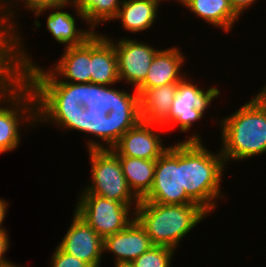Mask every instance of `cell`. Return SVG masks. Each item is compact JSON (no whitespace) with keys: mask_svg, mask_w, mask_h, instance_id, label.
I'll return each mask as SVG.
<instances>
[{"mask_svg":"<svg viewBox=\"0 0 266 267\" xmlns=\"http://www.w3.org/2000/svg\"><path fill=\"white\" fill-rule=\"evenodd\" d=\"M24 46L20 31L0 46L2 72L25 82H91V37L79 46L64 47L61 59L48 70L37 66Z\"/></svg>","mask_w":266,"mask_h":267,"instance_id":"cell-1","label":"cell"},{"mask_svg":"<svg viewBox=\"0 0 266 267\" xmlns=\"http://www.w3.org/2000/svg\"><path fill=\"white\" fill-rule=\"evenodd\" d=\"M201 138L194 132L181 141L182 186L196 204L211 214L223 194L220 183L226 163L221 152H210Z\"/></svg>","mask_w":266,"mask_h":267,"instance_id":"cell-2","label":"cell"},{"mask_svg":"<svg viewBox=\"0 0 266 267\" xmlns=\"http://www.w3.org/2000/svg\"><path fill=\"white\" fill-rule=\"evenodd\" d=\"M218 123L226 164L266 154V106L256 96Z\"/></svg>","mask_w":266,"mask_h":267,"instance_id":"cell-3","label":"cell"},{"mask_svg":"<svg viewBox=\"0 0 266 267\" xmlns=\"http://www.w3.org/2000/svg\"><path fill=\"white\" fill-rule=\"evenodd\" d=\"M134 212L135 220L153 245L175 250L181 239L210 215L198 204L174 205L147 201H140Z\"/></svg>","mask_w":266,"mask_h":267,"instance_id":"cell-4","label":"cell"},{"mask_svg":"<svg viewBox=\"0 0 266 267\" xmlns=\"http://www.w3.org/2000/svg\"><path fill=\"white\" fill-rule=\"evenodd\" d=\"M35 98H73L86 110L106 112L117 107H140L139 94L116 90L112 85L69 82H26ZM109 86V87H108Z\"/></svg>","mask_w":266,"mask_h":267,"instance_id":"cell-5","label":"cell"},{"mask_svg":"<svg viewBox=\"0 0 266 267\" xmlns=\"http://www.w3.org/2000/svg\"><path fill=\"white\" fill-rule=\"evenodd\" d=\"M91 165V183L81 194H95L129 205L135 211L140 200L129 188L118 156L111 149L87 150ZM135 204V205H134Z\"/></svg>","mask_w":266,"mask_h":267,"instance_id":"cell-6","label":"cell"},{"mask_svg":"<svg viewBox=\"0 0 266 267\" xmlns=\"http://www.w3.org/2000/svg\"><path fill=\"white\" fill-rule=\"evenodd\" d=\"M140 201L174 205L196 204L182 186L181 142L169 146L156 159L152 188Z\"/></svg>","mask_w":266,"mask_h":267,"instance_id":"cell-7","label":"cell"},{"mask_svg":"<svg viewBox=\"0 0 266 267\" xmlns=\"http://www.w3.org/2000/svg\"><path fill=\"white\" fill-rule=\"evenodd\" d=\"M75 206L74 211L103 239L125 229L135 219L129 205L95 194H81Z\"/></svg>","mask_w":266,"mask_h":267,"instance_id":"cell-8","label":"cell"},{"mask_svg":"<svg viewBox=\"0 0 266 267\" xmlns=\"http://www.w3.org/2000/svg\"><path fill=\"white\" fill-rule=\"evenodd\" d=\"M186 78V79H185ZM189 80V81H188ZM220 96L216 87L204 89L184 77L177 86L169 116L160 124L168 130L178 126L181 133L188 132L196 121H200L213 99Z\"/></svg>","mask_w":266,"mask_h":267,"instance_id":"cell-9","label":"cell"},{"mask_svg":"<svg viewBox=\"0 0 266 267\" xmlns=\"http://www.w3.org/2000/svg\"><path fill=\"white\" fill-rule=\"evenodd\" d=\"M106 38L114 45L117 54L120 81L136 89L145 80L152 60L159 50L139 40L123 37L116 42L113 38Z\"/></svg>","mask_w":266,"mask_h":267,"instance_id":"cell-10","label":"cell"},{"mask_svg":"<svg viewBox=\"0 0 266 267\" xmlns=\"http://www.w3.org/2000/svg\"><path fill=\"white\" fill-rule=\"evenodd\" d=\"M154 127L157 131L163 129L160 124L146 123L141 120L136 126L126 131L111 150L117 156L158 159L169 146L163 145L162 133H158Z\"/></svg>","mask_w":266,"mask_h":267,"instance_id":"cell-11","label":"cell"},{"mask_svg":"<svg viewBox=\"0 0 266 267\" xmlns=\"http://www.w3.org/2000/svg\"><path fill=\"white\" fill-rule=\"evenodd\" d=\"M66 232L58 246L91 267H101L104 239L76 212Z\"/></svg>","mask_w":266,"mask_h":267,"instance_id":"cell-12","label":"cell"},{"mask_svg":"<svg viewBox=\"0 0 266 267\" xmlns=\"http://www.w3.org/2000/svg\"><path fill=\"white\" fill-rule=\"evenodd\" d=\"M152 246L150 237L134 219L125 229L104 238L103 251L113 253L117 265L131 263Z\"/></svg>","mask_w":266,"mask_h":267,"instance_id":"cell-13","label":"cell"},{"mask_svg":"<svg viewBox=\"0 0 266 267\" xmlns=\"http://www.w3.org/2000/svg\"><path fill=\"white\" fill-rule=\"evenodd\" d=\"M184 54L179 47L159 50L151 63L145 80L136 89H148L167 84H178L187 74H182ZM185 75V76H184Z\"/></svg>","mask_w":266,"mask_h":267,"instance_id":"cell-14","label":"cell"},{"mask_svg":"<svg viewBox=\"0 0 266 267\" xmlns=\"http://www.w3.org/2000/svg\"><path fill=\"white\" fill-rule=\"evenodd\" d=\"M69 5L70 0H67L60 5L39 10L34 13L36 17H39L40 14L44 13L43 11H47L48 9L52 11L54 9L46 19V27L55 41L64 44L65 48L79 46L95 33L92 29H77V19L68 11L62 10Z\"/></svg>","mask_w":266,"mask_h":267,"instance_id":"cell-15","label":"cell"},{"mask_svg":"<svg viewBox=\"0 0 266 267\" xmlns=\"http://www.w3.org/2000/svg\"><path fill=\"white\" fill-rule=\"evenodd\" d=\"M60 129H73L94 135L101 141L88 140L87 149H111L113 147V129L111 118L106 112L79 110ZM102 142V143H101ZM107 145V146H106Z\"/></svg>","mask_w":266,"mask_h":267,"instance_id":"cell-16","label":"cell"},{"mask_svg":"<svg viewBox=\"0 0 266 267\" xmlns=\"http://www.w3.org/2000/svg\"><path fill=\"white\" fill-rule=\"evenodd\" d=\"M120 82L114 45L105 34L91 36V83L114 85Z\"/></svg>","mask_w":266,"mask_h":267,"instance_id":"cell-17","label":"cell"},{"mask_svg":"<svg viewBox=\"0 0 266 267\" xmlns=\"http://www.w3.org/2000/svg\"><path fill=\"white\" fill-rule=\"evenodd\" d=\"M178 84L148 89H135L139 94L140 117L143 122L161 124L170 113Z\"/></svg>","mask_w":266,"mask_h":267,"instance_id":"cell-18","label":"cell"},{"mask_svg":"<svg viewBox=\"0 0 266 267\" xmlns=\"http://www.w3.org/2000/svg\"><path fill=\"white\" fill-rule=\"evenodd\" d=\"M160 1L163 0H123L115 19L121 20L123 29L128 32H142L157 21Z\"/></svg>","mask_w":266,"mask_h":267,"instance_id":"cell-19","label":"cell"},{"mask_svg":"<svg viewBox=\"0 0 266 267\" xmlns=\"http://www.w3.org/2000/svg\"><path fill=\"white\" fill-rule=\"evenodd\" d=\"M122 173L134 195L142 200L151 190L156 160L118 156Z\"/></svg>","mask_w":266,"mask_h":267,"instance_id":"cell-20","label":"cell"},{"mask_svg":"<svg viewBox=\"0 0 266 267\" xmlns=\"http://www.w3.org/2000/svg\"><path fill=\"white\" fill-rule=\"evenodd\" d=\"M183 6L205 22L227 33L240 18L232 9L229 0H188Z\"/></svg>","mask_w":266,"mask_h":267,"instance_id":"cell-21","label":"cell"},{"mask_svg":"<svg viewBox=\"0 0 266 267\" xmlns=\"http://www.w3.org/2000/svg\"><path fill=\"white\" fill-rule=\"evenodd\" d=\"M122 0H70L78 19L88 23L90 29L95 30L97 25L106 21H115Z\"/></svg>","mask_w":266,"mask_h":267,"instance_id":"cell-22","label":"cell"},{"mask_svg":"<svg viewBox=\"0 0 266 267\" xmlns=\"http://www.w3.org/2000/svg\"><path fill=\"white\" fill-rule=\"evenodd\" d=\"M37 123L56 124L61 128L79 110L85 107L73 98H35Z\"/></svg>","mask_w":266,"mask_h":267,"instance_id":"cell-23","label":"cell"},{"mask_svg":"<svg viewBox=\"0 0 266 267\" xmlns=\"http://www.w3.org/2000/svg\"><path fill=\"white\" fill-rule=\"evenodd\" d=\"M12 0H2L0 2V46L5 43L17 30L19 31L18 25L15 23V17L18 9V4H14ZM29 11L35 13L39 10H44L49 7H54L64 3L67 0H17ZM10 3V4H9ZM15 5V6H14ZM15 7V8H14ZM16 13V14H15ZM13 17V18H12ZM14 19V20H13ZM17 27V28H16Z\"/></svg>","mask_w":266,"mask_h":267,"instance_id":"cell-24","label":"cell"},{"mask_svg":"<svg viewBox=\"0 0 266 267\" xmlns=\"http://www.w3.org/2000/svg\"><path fill=\"white\" fill-rule=\"evenodd\" d=\"M111 118L113 129V146L129 129L136 126L142 119L140 107H117L107 114Z\"/></svg>","mask_w":266,"mask_h":267,"instance_id":"cell-25","label":"cell"},{"mask_svg":"<svg viewBox=\"0 0 266 267\" xmlns=\"http://www.w3.org/2000/svg\"><path fill=\"white\" fill-rule=\"evenodd\" d=\"M175 249L153 245L131 262L133 267H171Z\"/></svg>","mask_w":266,"mask_h":267,"instance_id":"cell-26","label":"cell"},{"mask_svg":"<svg viewBox=\"0 0 266 267\" xmlns=\"http://www.w3.org/2000/svg\"><path fill=\"white\" fill-rule=\"evenodd\" d=\"M51 258L50 267H91L88 263L64 252L59 246L56 247Z\"/></svg>","mask_w":266,"mask_h":267,"instance_id":"cell-27","label":"cell"},{"mask_svg":"<svg viewBox=\"0 0 266 267\" xmlns=\"http://www.w3.org/2000/svg\"><path fill=\"white\" fill-rule=\"evenodd\" d=\"M256 1L257 0H229L232 9L239 17L242 16L244 10L249 9Z\"/></svg>","mask_w":266,"mask_h":267,"instance_id":"cell-28","label":"cell"},{"mask_svg":"<svg viewBox=\"0 0 266 267\" xmlns=\"http://www.w3.org/2000/svg\"><path fill=\"white\" fill-rule=\"evenodd\" d=\"M9 236L7 232H0V264L9 262L5 257V253L10 248Z\"/></svg>","mask_w":266,"mask_h":267,"instance_id":"cell-29","label":"cell"},{"mask_svg":"<svg viewBox=\"0 0 266 267\" xmlns=\"http://www.w3.org/2000/svg\"><path fill=\"white\" fill-rule=\"evenodd\" d=\"M9 203L5 199L0 198V232H8L6 228L3 227V221L7 215V208Z\"/></svg>","mask_w":266,"mask_h":267,"instance_id":"cell-30","label":"cell"},{"mask_svg":"<svg viewBox=\"0 0 266 267\" xmlns=\"http://www.w3.org/2000/svg\"><path fill=\"white\" fill-rule=\"evenodd\" d=\"M260 92H258L256 96L265 106H266V84L265 86H262Z\"/></svg>","mask_w":266,"mask_h":267,"instance_id":"cell-31","label":"cell"},{"mask_svg":"<svg viewBox=\"0 0 266 267\" xmlns=\"http://www.w3.org/2000/svg\"><path fill=\"white\" fill-rule=\"evenodd\" d=\"M0 267H22V266L16 265L15 263H12V262H7V263L0 264Z\"/></svg>","mask_w":266,"mask_h":267,"instance_id":"cell-32","label":"cell"},{"mask_svg":"<svg viewBox=\"0 0 266 267\" xmlns=\"http://www.w3.org/2000/svg\"><path fill=\"white\" fill-rule=\"evenodd\" d=\"M115 267H133L131 263H122L114 265Z\"/></svg>","mask_w":266,"mask_h":267,"instance_id":"cell-33","label":"cell"},{"mask_svg":"<svg viewBox=\"0 0 266 267\" xmlns=\"http://www.w3.org/2000/svg\"><path fill=\"white\" fill-rule=\"evenodd\" d=\"M175 1H177L178 3L184 5L188 0H175Z\"/></svg>","mask_w":266,"mask_h":267,"instance_id":"cell-34","label":"cell"}]
</instances>
